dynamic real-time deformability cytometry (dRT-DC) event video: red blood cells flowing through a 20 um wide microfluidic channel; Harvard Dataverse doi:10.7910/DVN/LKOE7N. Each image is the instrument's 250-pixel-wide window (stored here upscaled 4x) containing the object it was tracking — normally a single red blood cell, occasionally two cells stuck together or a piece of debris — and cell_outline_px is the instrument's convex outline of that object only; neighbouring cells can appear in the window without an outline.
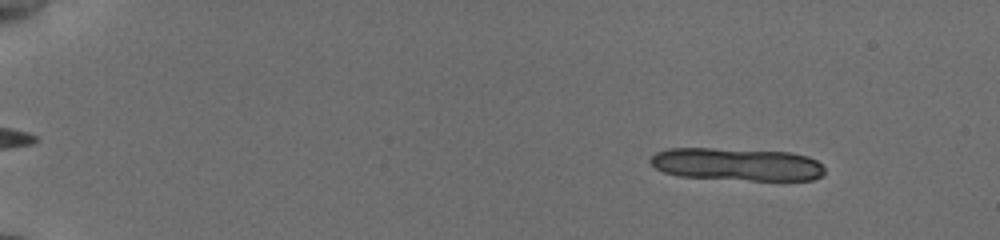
{"species": "common noctule bat (a hibernating species)", "species_latin": "Nyctalus noctula", "temperature_condition": "cold", "stored_images_in_passage": 18, "camera_frame_rate_fps": 3000, "um_per_image_px": 0.085, "animal": {"sex": "female", "body_mass_g": 19.5, "forearm_length_mm": 54.1}, "frame": {"image": 1, "passage_image": 7, "time_ms": 2.0, "image_size_px": [1000, 240], "cell_outline_px": [[824, 172], [820, 176], [812, 180], [752, 180], [680, 176], [664, 172], [656, 168], [648, 160], [656, 152], [668, 148], [712, 148], [788, 152], [808, 156], [816, 160], [824, 168]], "centroid_in_image_um": [62.62, 13.96], "position_along_channel_um": 22.4, "area_um2": 33.06}}